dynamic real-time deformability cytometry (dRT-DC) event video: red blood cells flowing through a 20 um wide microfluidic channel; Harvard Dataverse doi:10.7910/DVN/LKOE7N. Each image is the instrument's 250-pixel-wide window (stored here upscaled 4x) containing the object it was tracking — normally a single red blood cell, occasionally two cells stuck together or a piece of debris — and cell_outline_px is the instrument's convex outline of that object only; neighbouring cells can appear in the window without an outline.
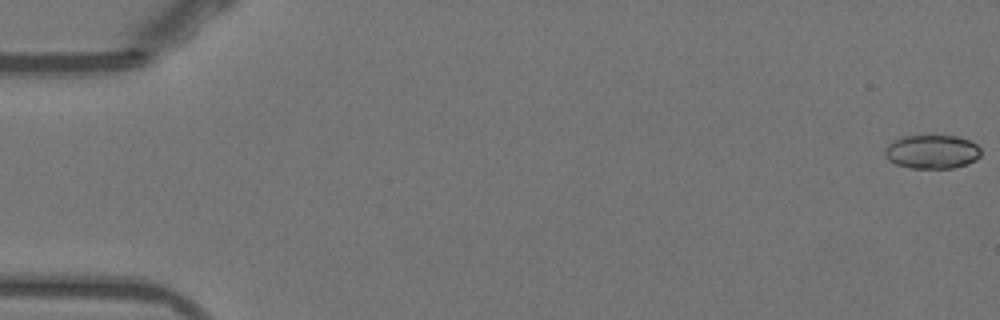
{"species": "Egyptian fruit bat (a non-hibernating species)", "species_latin": "Rousettus aegyptiacus", "temperature_condition": "warm", "stored_images_in_passage": 53, "camera_frame_rate_fps": 3000, "um_per_image_px": 0.085, "animal": {"sex": "female"}, "frame": {"image": 1, "passage_image": 1, "time_ms": 0.0, "image_size_px": [1000, 320], "cell_outline_px": [[980, 156], [976, 160], [968, 164], [952, 168], [912, 168], [896, 164], [888, 160], [884, 156], [884, 148], [888, 144], [904, 136], [956, 136], [968, 140], [976, 144], [980, 148]], "centroid_in_image_um": [79.21, 12.91], "position_along_channel_um": 5.8, "area_um2": 18.9}}
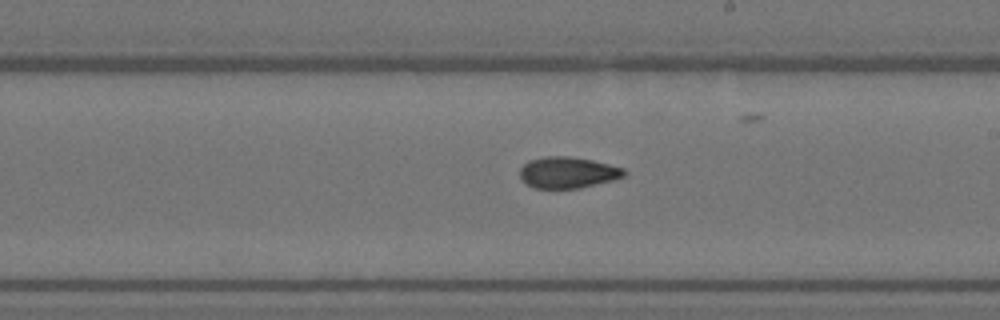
{"frame": {"image": 2, "passage_image": 31, "time_ms": 10.0, "image_size_px": [1000, 320], "cell_outline_px": [[628, 172], [624, 176], [612, 180], [580, 188], [536, 188], [528, 184], [520, 176], [520, 168], [528, 160], [544, 156], [568, 156], [592, 160], [624, 168]], "centroid_in_image_um": [48.27, 14.65], "position_along_channel_um": 240.7, "area_um2": 18.9}}
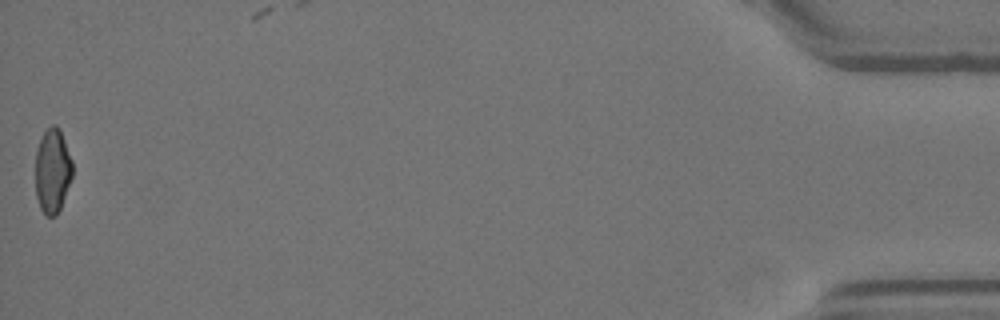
{"frame": {"image": 3, "passage_image": 53, "time_ms": 17.333, "image_size_px": [1000, 320], "cell_outline_px": [[72, 176], [60, 208], [56, 216], [48, 216], [40, 208], [36, 196], [36, 152], [40, 140], [44, 132], [52, 124], [56, 124], [60, 128], [72, 160]], "centroid_in_image_um": [4.46, 14.49], "position_along_channel_um": 430.7, "area_um2": 18.09}, "authors_computed_cell_mechanics": {"area_um2": 19.1896, "velocity_mm_per_s": 3.905, "shape_relaxation_time_tau1_ms": 8.9327, "shape_relaxation_time_tau2_ms": 4.4239, "deformation_change_tau1": 0.2173, "deformation_change_tau2": 0.0927}}